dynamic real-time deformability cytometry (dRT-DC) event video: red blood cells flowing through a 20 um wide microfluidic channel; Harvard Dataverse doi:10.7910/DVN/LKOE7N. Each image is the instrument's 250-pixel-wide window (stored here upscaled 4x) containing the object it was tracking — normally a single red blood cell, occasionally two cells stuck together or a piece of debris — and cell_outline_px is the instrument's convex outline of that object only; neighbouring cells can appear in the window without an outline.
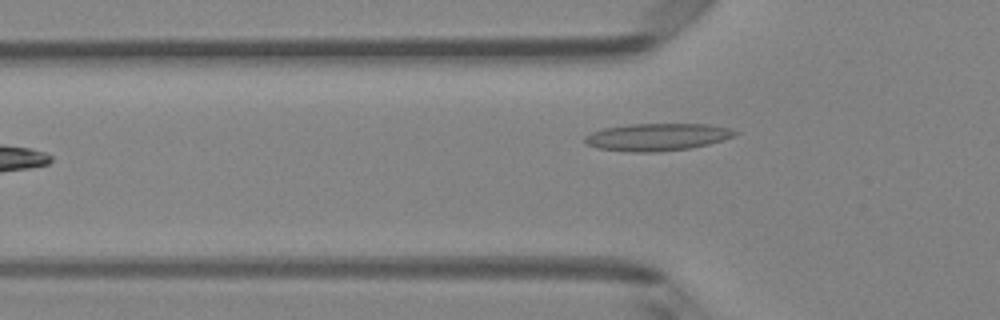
{"species": "Egyptian fruit bat (a non-hibernating species)", "species_latin": "Rousettus aegyptiacus", "temperature_condition": "room temperature", "stored_images_in_passage": 5, "camera_frame_rate_fps": 3000, "um_per_image_px": 0.085, "animal": {"sex": "female"}, "frame": {"image": 1, "passage_image": 5, "time_ms": 1.333, "image_size_px": [1000, 320], "cell_outline_px": [[740, 132], [736, 136], [708, 144], [688, 148], [656, 152], [632, 152], [596, 148], [584, 144], [584, 136], [592, 132], [604, 128], [628, 124], [708, 124], [728, 128]], "centroid_in_image_um": [55.83, 11.64], "position_along_channel_um": 70.0, "area_um2": 23.99}}